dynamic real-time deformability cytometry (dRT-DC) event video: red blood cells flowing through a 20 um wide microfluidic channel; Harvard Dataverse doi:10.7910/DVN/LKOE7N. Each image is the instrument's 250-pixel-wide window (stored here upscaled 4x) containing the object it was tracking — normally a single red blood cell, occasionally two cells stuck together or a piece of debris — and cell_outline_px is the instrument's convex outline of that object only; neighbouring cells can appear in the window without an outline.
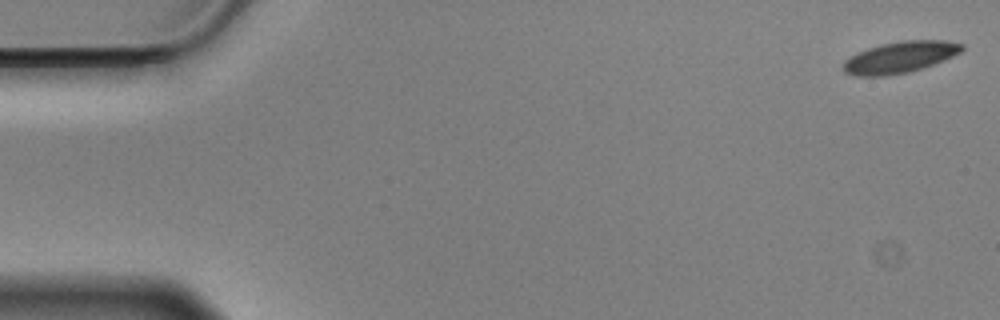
{"species": "Egyptian fruit bat (a non-hibernating species)", "species_latin": "Rousettus aegyptiacus", "temperature_condition": "cold", "stored_images_in_passage": 13, "camera_frame_rate_fps": 3000, "um_per_image_px": 0.085, "animal": {"sex": "male"}, "frame": {"image": 1, "passage_image": 1, "time_ms": 0.0, "image_size_px": [1000, 320], "cell_outline_px": [[964, 48], [960, 52], [944, 60], [908, 72], [884, 76], [856, 76], [844, 72], [844, 60], [856, 52], [868, 48], [900, 40], [948, 40], [964, 44]], "centroid_in_image_um": [76.49, 4.85], "position_along_channel_um": 8.5, "area_um2": 21.62}}